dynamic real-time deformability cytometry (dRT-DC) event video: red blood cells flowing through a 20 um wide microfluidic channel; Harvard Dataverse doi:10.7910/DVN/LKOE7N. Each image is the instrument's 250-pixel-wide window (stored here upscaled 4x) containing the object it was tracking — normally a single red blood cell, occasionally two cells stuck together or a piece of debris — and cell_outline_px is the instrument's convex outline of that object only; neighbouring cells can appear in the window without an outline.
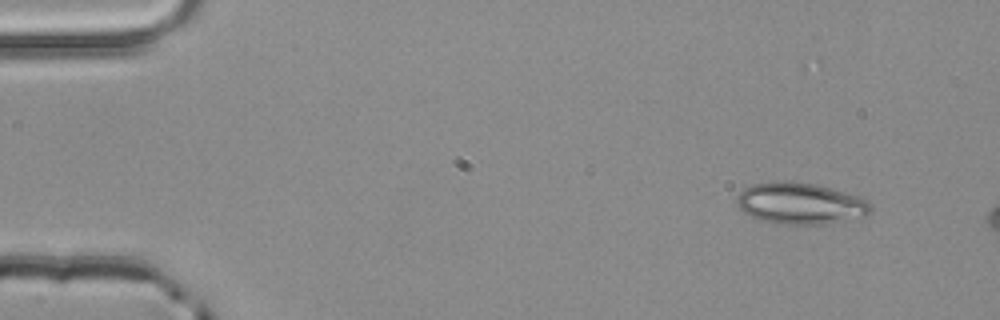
{"species": "common noctule bat (a hibernating species)", "species_latin": "Nyctalus noctula", "temperature_condition": "room temperature", "stored_images_in_passage": 3, "camera_frame_rate_fps": 3000, "um_per_image_px": 0.085, "animal": {"sex": "male", "body_mass_g": 20.4}, "frame": {"image": 1, "passage_image": 1, "time_ms": 0.0, "image_size_px": [1000, 320], "cell_outline_px": [[872, 208], [864, 216], [824, 224], [780, 224], [760, 220], [744, 212], [736, 204], [736, 196], [744, 188], [752, 184], [772, 180], [784, 180], [816, 184], [856, 196], [868, 200], [872, 204]], "centroid_in_image_um": [67.97, 17.27], "position_along_channel_um": 17.0, "area_um2": 32.37}}